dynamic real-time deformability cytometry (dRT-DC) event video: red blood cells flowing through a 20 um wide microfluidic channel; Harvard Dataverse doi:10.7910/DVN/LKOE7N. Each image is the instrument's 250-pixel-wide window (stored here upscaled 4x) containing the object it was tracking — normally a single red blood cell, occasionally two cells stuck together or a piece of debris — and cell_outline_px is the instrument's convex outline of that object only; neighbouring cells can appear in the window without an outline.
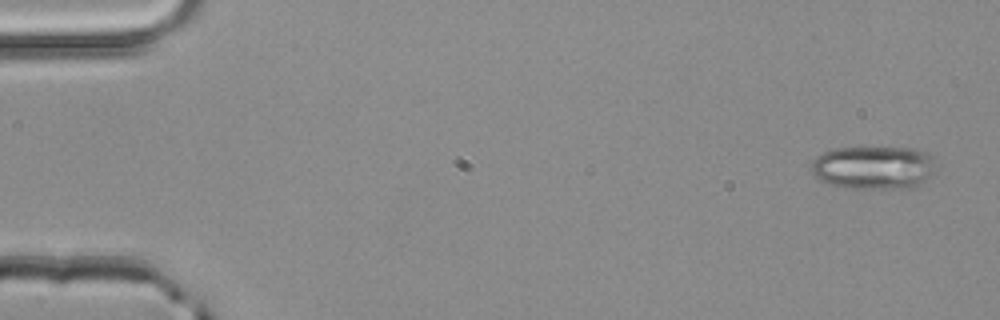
{"species": "common noctule bat (a hibernating species)", "species_latin": "Nyctalus noctula", "temperature_condition": "room temperature", "stored_images_in_passage": 4, "camera_frame_rate_fps": 3000, "um_per_image_px": 0.085, "animal": {"sex": "male", "body_mass_g": 20.4}, "frame": {"image": 1, "passage_image": 1, "time_ms": 0.0, "image_size_px": [1000, 320], "cell_outline_px": [[936, 172], [912, 188], [852, 188], [832, 184], [820, 180], [812, 172], [812, 160], [816, 156], [824, 152], [836, 148], [916, 148], [928, 152], [936, 156]], "centroid_in_image_um": [74.33, 14.22], "position_along_channel_um": 10.7, "area_um2": 31.62}}